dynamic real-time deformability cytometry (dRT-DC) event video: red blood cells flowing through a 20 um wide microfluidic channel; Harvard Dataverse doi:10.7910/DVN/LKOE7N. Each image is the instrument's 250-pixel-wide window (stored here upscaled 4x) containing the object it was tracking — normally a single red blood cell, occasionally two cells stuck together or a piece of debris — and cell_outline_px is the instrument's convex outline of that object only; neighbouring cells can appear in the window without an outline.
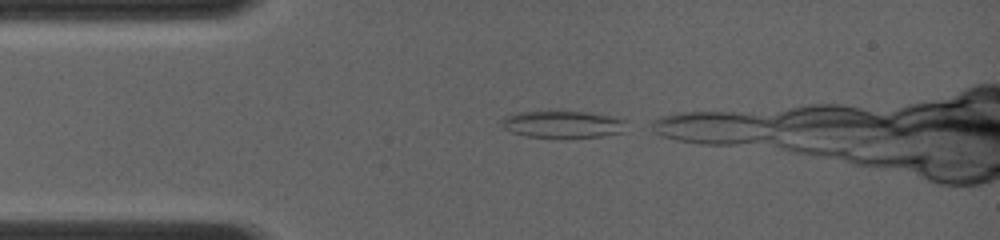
{"species": "common noctule bat (a hibernating species)", "species_latin": "Nyctalus noctula", "temperature_condition": "room temperature", "stored_images_in_passage": 4, "camera_frame_rate_fps": 4000, "um_per_image_px": 0.085, "animal": {"sex": "female", "body_mass_g": 19.0, "forearm_length_mm": 56.7}, "frame": {"image": 1, "passage_image": 1, "time_ms": 0.0, "image_size_px": [1000, 240], "cell_outline_px": [[628, 120], [624, 132], [600, 136], [528, 136], [512, 132], [504, 128], [500, 124], [500, 120], [504, 116], [516, 112], [592, 112]], "centroid_in_image_um": [47.85, 10.54], "position_along_channel_um": 37.2, "area_um2": 19.31}}